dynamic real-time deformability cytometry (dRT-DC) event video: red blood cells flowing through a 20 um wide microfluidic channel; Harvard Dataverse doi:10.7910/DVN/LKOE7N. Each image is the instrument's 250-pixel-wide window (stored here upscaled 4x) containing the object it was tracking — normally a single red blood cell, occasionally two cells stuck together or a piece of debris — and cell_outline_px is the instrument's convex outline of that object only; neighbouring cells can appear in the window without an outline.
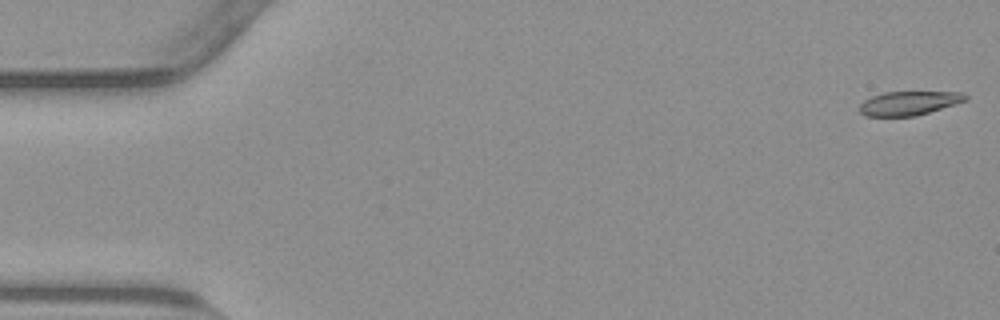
{"species": "common noctule bat (a hibernating species)", "species_latin": "Nyctalus noctula", "temperature_condition": "warm", "stored_images_in_passage": 54, "camera_frame_rate_fps": 3000, "um_per_image_px": 0.085, "animal": {"sex": "male", "body_mass_g": 23.1, "forearm_length_mm": 52.7}, "frame": {"image": 1, "passage_image": 1, "time_ms": 0.0, "image_size_px": [1000, 320], "cell_outline_px": [[968, 100], [956, 104], [916, 116], [864, 116], [860, 112], [860, 104], [864, 100], [872, 96], [884, 92], [960, 92], [968, 96]], "centroid_in_image_um": [77.27, 8.77], "position_along_channel_um": 7.7, "area_um2": 14.8}}
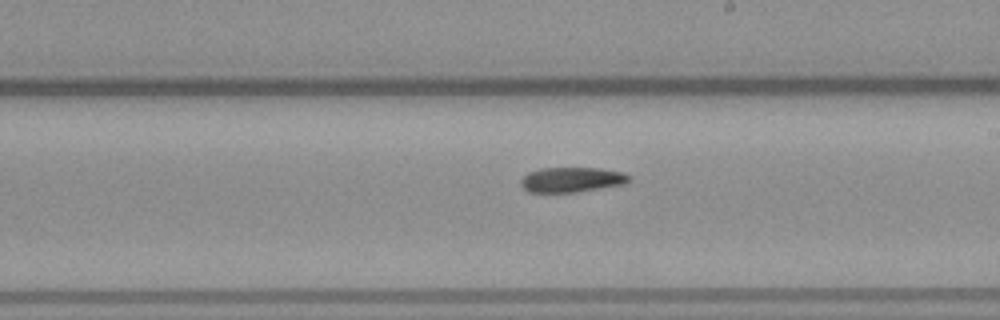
{"frame": {"image": 2, "passage_image": 31, "time_ms": 10.0, "image_size_px": [1000, 320], "cell_outline_px": [[632, 180], [624, 184], [576, 192], [528, 192], [520, 184], [520, 180], [528, 172], [540, 168], [600, 168], [624, 172], [632, 176]], "centroid_in_image_um": [48.63, 15.26], "position_along_channel_um": 240.4, "area_um2": 15.9}}
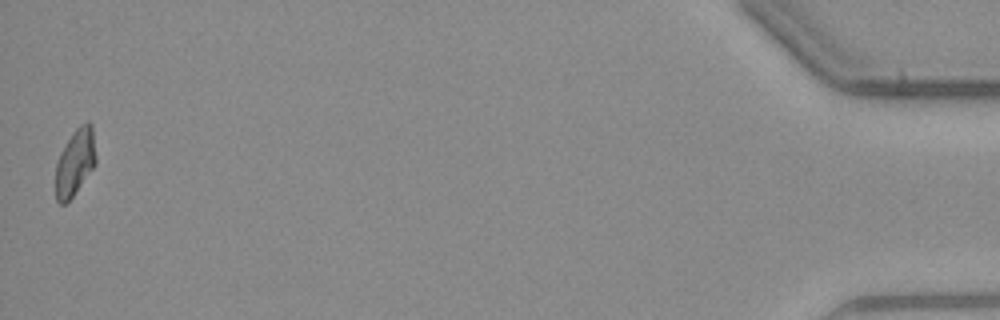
{"frame": {"image": 3, "passage_image": 54, "time_ms": 17.667, "image_size_px": [1000, 320], "cell_outline_px": [[96, 164], [72, 196], [64, 204], [60, 204], [56, 200], [56, 164], [60, 152], [76, 128], [80, 124], [88, 120], [92, 124], [96, 156]], "centroid_in_image_um": [6.39, 13.76], "position_along_channel_um": 428.8, "area_um2": 15.49}}